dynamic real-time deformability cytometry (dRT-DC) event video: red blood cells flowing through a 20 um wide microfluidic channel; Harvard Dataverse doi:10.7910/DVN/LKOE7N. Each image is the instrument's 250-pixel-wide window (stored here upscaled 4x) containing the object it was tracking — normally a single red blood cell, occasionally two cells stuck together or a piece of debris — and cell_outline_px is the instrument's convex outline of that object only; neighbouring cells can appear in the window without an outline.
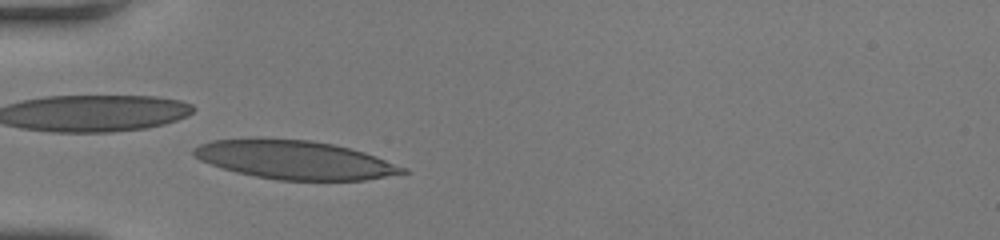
{"species": "human", "species_latin": "Homo sapiens", "temperature_condition": "room temperature", "stored_images_in_passage": 39, "camera_frame_rate_fps": 3000, "um_per_image_px": 0.085, "donor": {"sex": "female"}, "frame": {"image": 1, "passage_image": 6, "time_ms": 1.667, "image_size_px": [1000, 240], "cell_outline_px": [[412, 172], [364, 180], [276, 180], [236, 172], [220, 168], [200, 160], [192, 156], [192, 148], [200, 144], [212, 140], [256, 136], [312, 140], [352, 148], [376, 156], [408, 168]], "centroid_in_image_um": [25.01, 13.56], "position_along_channel_um": 60.0, "area_um2": 48.03}}
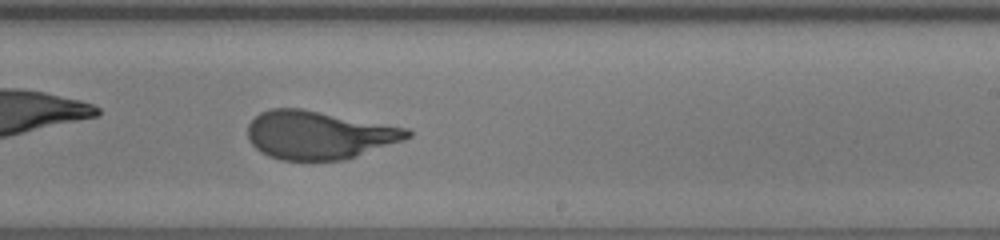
{"frame": {"image": 2, "passage_image": 22, "time_ms": 7.0, "image_size_px": [1000, 240], "cell_outline_px": [[412, 136], [404, 140], [344, 160], [280, 160], [268, 156], [260, 152], [248, 140], [248, 124], [260, 112], [272, 108], [300, 108], [408, 128], [412, 132]], "centroid_in_image_um": [27.09, 11.47], "position_along_channel_um": 261.9, "area_um2": 44.8}}
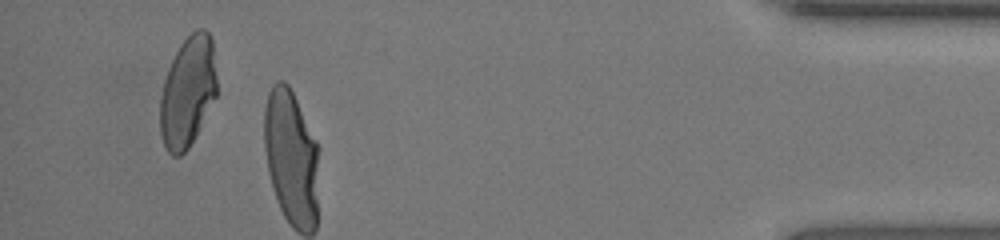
{"frame": {"image": 3, "passage_image": 37, "time_ms": 12.0, "image_size_px": [1000, 240], "cell_outline_px": [[216, 96], [200, 128], [188, 148], [180, 156], [172, 156], [164, 148], [160, 132], [160, 96], [164, 80], [168, 68], [180, 44], [196, 28], [204, 28], [208, 32], [212, 40], [216, 76]], "centroid_in_image_um": [15.94, 7.81], "position_along_channel_um": 419.3, "area_um2": 36.65}, "authors_computed_cell_mechanics": {"area_um2": 45.1418, "velocity_mm_per_s": 3.958, "shape_relaxation_time_tau1_ms": 7.6118, "shape_relaxation_time_tau2_ms": null, "deformation_change_tau1": 0.309, "deformation_change_tau2": null}}